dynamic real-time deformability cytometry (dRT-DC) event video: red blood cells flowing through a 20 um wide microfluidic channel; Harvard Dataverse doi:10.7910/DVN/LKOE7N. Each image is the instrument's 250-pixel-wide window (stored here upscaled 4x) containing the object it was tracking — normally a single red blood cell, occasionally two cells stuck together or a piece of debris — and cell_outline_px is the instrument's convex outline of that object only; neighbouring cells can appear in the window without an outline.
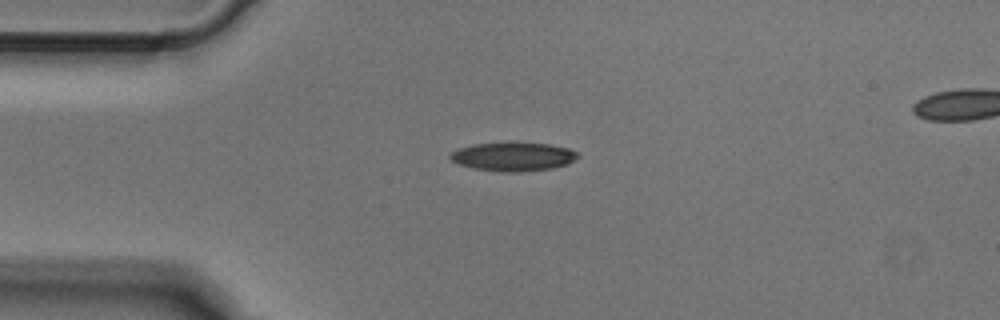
{"species": "Egyptian fruit bat (a non-hibernating species)", "species_latin": "Rousettus aegyptiacus", "temperature_condition": "cold", "stored_images_in_passage": 3, "camera_frame_rate_fps": 3000, "um_per_image_px": 0.085, "animal": {"sex": "male"}, "frame": {"image": 1, "passage_image": 1, "time_ms": 0.0, "image_size_px": [1000, 320], "cell_outline_px": [[580, 156], [568, 164], [552, 168], [520, 172], [500, 172], [472, 168], [460, 164], [452, 160], [448, 156], [452, 152], [460, 148], [472, 144], [548, 144], [568, 148], [576, 152]], "centroid_in_image_um": [43.63, 13.34], "position_along_channel_um": 41.4, "area_um2": 20.87}}
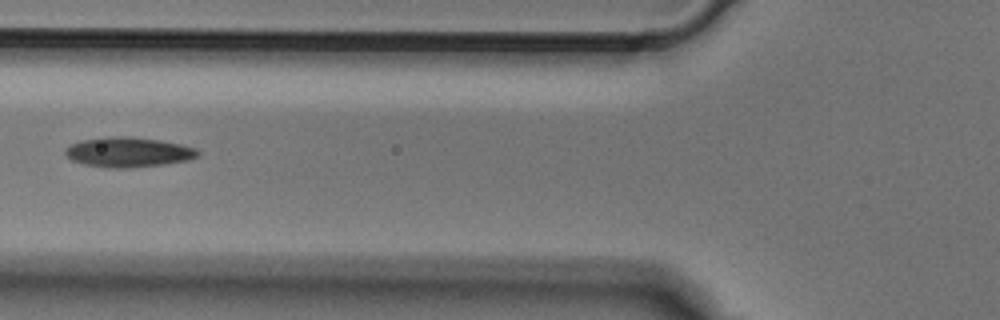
{"frame": {"image": 2, "passage_image": 3, "time_ms": 0.667, "image_size_px": [1000, 320], "cell_outline_px": [[200, 156], [188, 160], [164, 164], [128, 168], [108, 168], [84, 164], [72, 160], [64, 152], [64, 148], [80, 140], [104, 136], [132, 136], [160, 140], [180, 144], [196, 148], [200, 152]], "centroid_in_image_um": [10.91, 12.92], "position_along_channel_um": 114.9, "area_um2": 23.35}}